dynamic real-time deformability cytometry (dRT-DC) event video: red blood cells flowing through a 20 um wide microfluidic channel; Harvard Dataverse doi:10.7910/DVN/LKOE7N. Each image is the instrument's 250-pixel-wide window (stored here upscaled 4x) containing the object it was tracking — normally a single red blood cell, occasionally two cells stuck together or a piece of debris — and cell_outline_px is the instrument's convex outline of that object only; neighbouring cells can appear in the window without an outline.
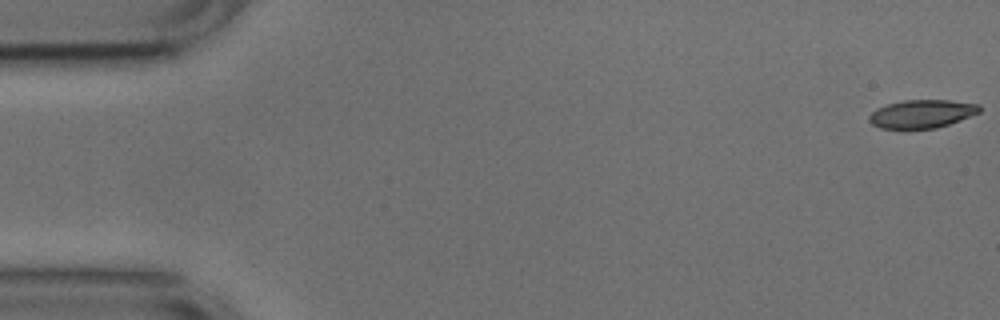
{"species": "common noctule bat (a hibernating species)", "species_latin": "Nyctalus noctula", "temperature_condition": "cold", "stored_images_in_passage": 16, "camera_frame_rate_fps": 3000, "um_per_image_px": 0.085, "animal": {"sex": "male", "body_mass_g": 17.9, "forearm_length_mm": 54.2}, "frame": {"image": 1, "passage_image": 1, "time_ms": 0.0, "image_size_px": [1000, 320], "cell_outline_px": [[980, 112], [960, 120], [936, 128], [904, 132], [900, 132], [880, 128], [872, 124], [868, 120], [868, 116], [876, 108], [888, 104], [904, 100], [948, 100], [980, 104]], "centroid_in_image_um": [78.28, 9.73], "position_along_channel_um": 6.7, "area_um2": 18.9}}